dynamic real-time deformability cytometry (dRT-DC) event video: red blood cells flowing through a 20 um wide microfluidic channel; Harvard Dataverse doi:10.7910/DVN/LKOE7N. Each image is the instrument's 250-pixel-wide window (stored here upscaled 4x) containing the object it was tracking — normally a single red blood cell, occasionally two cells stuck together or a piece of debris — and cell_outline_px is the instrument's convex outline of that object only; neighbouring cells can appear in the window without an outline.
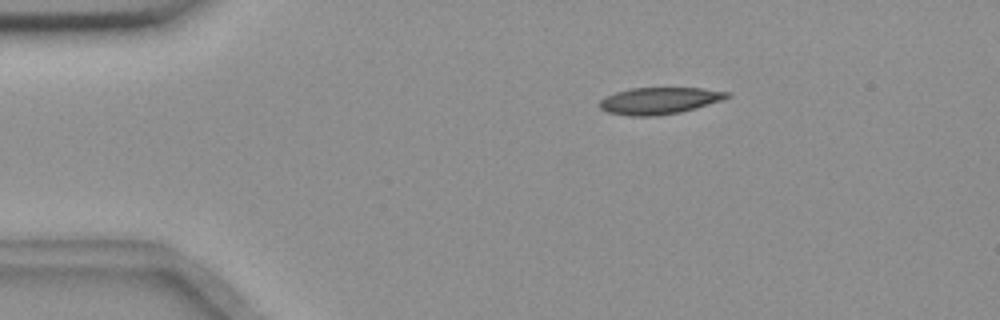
{"species": "common noctule bat (a hibernating species)", "species_latin": "Nyctalus noctula", "temperature_condition": "room temperature", "stored_images_in_passage": 47, "camera_frame_rate_fps": 3000, "um_per_image_px": 0.085, "animal": {"sex": "female", "body_mass_g": 18.4}, "frame": {"image": 1, "passage_image": 2, "time_ms": 0.333, "image_size_px": [1000, 320], "cell_outline_px": [[732, 96], [696, 108], [680, 112], [656, 116], [628, 116], [608, 112], [600, 108], [600, 100], [604, 96], [616, 92], [632, 88], [700, 88], [732, 92]], "centroid_in_image_um": [56.04, 8.56], "position_along_channel_um": 29.0, "area_um2": 19.88}}
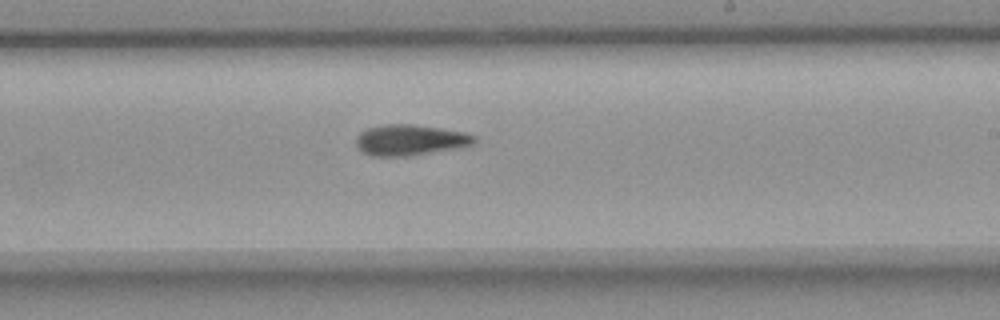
{"frame": {"image": 2, "passage_image": 25, "time_ms": 8.0, "image_size_px": [1000, 320], "cell_outline_px": [[476, 140], [472, 144], [452, 148], [408, 156], [372, 156], [364, 152], [356, 144], [356, 136], [360, 132], [368, 128], [384, 124], [412, 124], [440, 128], [464, 132], [476, 136]], "centroid_in_image_um": [34.82, 11.89], "position_along_channel_um": 254.2, "area_um2": 20.87}}
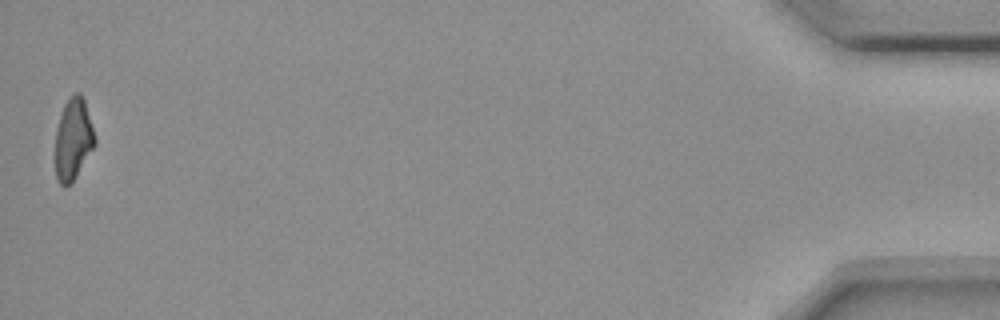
{"frame": {"image": 3, "passage_image": 47, "time_ms": 15.333, "image_size_px": [1000, 320], "cell_outline_px": [[96, 144], [72, 184], [64, 188], [56, 180], [56, 128], [64, 104], [72, 92], [80, 92], [84, 100], [96, 140]], "centroid_in_image_um": [6.22, 11.86], "position_along_channel_um": 429.0, "area_um2": 18.96}, "authors_computed_cell_mechanics": {"area_um2": 20.519, "velocity_mm_per_s": 3.6577, "shape_relaxation_time_tau1_ms": null, "shape_relaxation_time_tau2_ms": 9.62, "deformation_change_tau1": null, "deformation_change_tau2": 0.1893}}